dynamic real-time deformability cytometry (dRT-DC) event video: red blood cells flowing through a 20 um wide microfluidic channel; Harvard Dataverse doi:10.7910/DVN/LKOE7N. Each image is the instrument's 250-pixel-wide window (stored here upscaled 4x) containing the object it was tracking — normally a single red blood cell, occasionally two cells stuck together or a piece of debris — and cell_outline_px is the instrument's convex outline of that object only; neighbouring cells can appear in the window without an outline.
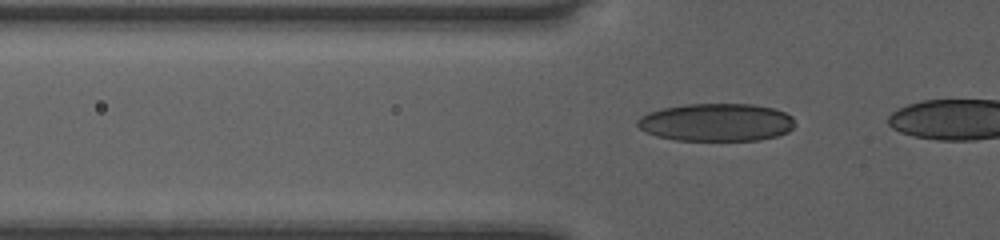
{"species": "human", "species_latin": "Homo sapiens", "temperature_condition": "room temperature", "stored_images_in_passage": 18, "camera_frame_rate_fps": 3000, "um_per_image_px": 0.085, "donor": {"sex": "female"}, "frame": {"image": 1, "passage_image": 15, "time_ms": 4.667, "image_size_px": [1000, 240], "cell_outline_px": [[796, 124], [788, 132], [776, 136], [760, 140], [676, 140], [656, 136], [640, 128], [636, 124], [636, 120], [640, 116], [648, 112], [660, 108], [684, 104], [752, 104], [772, 108], [784, 112], [792, 116]], "centroid_in_image_um": [60.88, 10.39], "position_along_channel_um": 64.9, "area_um2": 34.85}}